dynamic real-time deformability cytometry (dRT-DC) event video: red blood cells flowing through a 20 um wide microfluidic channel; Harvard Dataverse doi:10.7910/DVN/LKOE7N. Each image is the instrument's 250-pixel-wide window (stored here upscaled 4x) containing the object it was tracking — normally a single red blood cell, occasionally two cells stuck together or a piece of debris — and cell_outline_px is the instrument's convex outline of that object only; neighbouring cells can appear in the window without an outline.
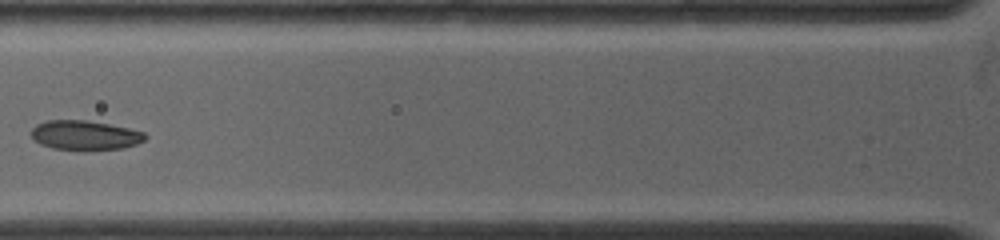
{"species": "common noctule bat (a hibernating species)", "species_latin": "Nyctalus noctula", "temperature_condition": "warm", "stored_images_in_passage": 12, "camera_frame_rate_fps": 4500, "um_per_image_px": 0.085, "animal": {"sex": "female", "body_mass_g": 19.0, "forearm_length_mm": 53.3}, "frame": {"image": 1, "passage_image": 4, "time_ms": 2.0, "image_size_px": [1000, 240], "cell_outline_px": [[148, 136], [144, 140], [136, 144], [124, 148], [84, 152], [52, 148], [40, 144], [32, 140], [32, 128], [36, 124], [44, 120], [88, 120], [128, 128], [144, 132]], "centroid_in_image_um": [7.2, 11.52], "position_along_channel_um": 118.6, "area_um2": 20.17}}
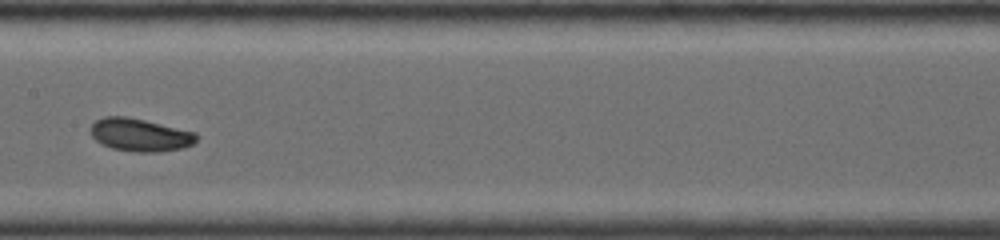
{"frame": {"image": 2, "passage_image": 7, "time_ms": 4.0, "image_size_px": [1000, 240], "cell_outline_px": [[196, 140], [192, 144], [184, 148], [156, 152], [136, 152], [112, 148], [100, 144], [88, 132], [88, 128], [96, 120], [104, 116], [128, 116], [196, 132]], "centroid_in_image_um": [11.85, 11.46], "position_along_channel_um": 195.6, "area_um2": 20.46}}
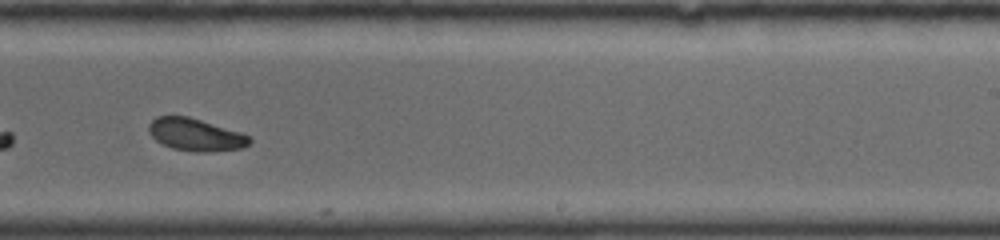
{"frame": {"image": 3, "passage_image": 10, "time_ms": 6.0, "image_size_px": [1000, 240], "cell_outline_px": [[252, 140], [244, 148], [208, 152], [196, 152], [172, 148], [156, 140], [148, 132], [148, 124], [156, 116], [188, 116], [240, 132], [248, 136]], "centroid_in_image_um": [16.61, 11.45], "position_along_channel_um": 272.4, "area_um2": 18.96}}